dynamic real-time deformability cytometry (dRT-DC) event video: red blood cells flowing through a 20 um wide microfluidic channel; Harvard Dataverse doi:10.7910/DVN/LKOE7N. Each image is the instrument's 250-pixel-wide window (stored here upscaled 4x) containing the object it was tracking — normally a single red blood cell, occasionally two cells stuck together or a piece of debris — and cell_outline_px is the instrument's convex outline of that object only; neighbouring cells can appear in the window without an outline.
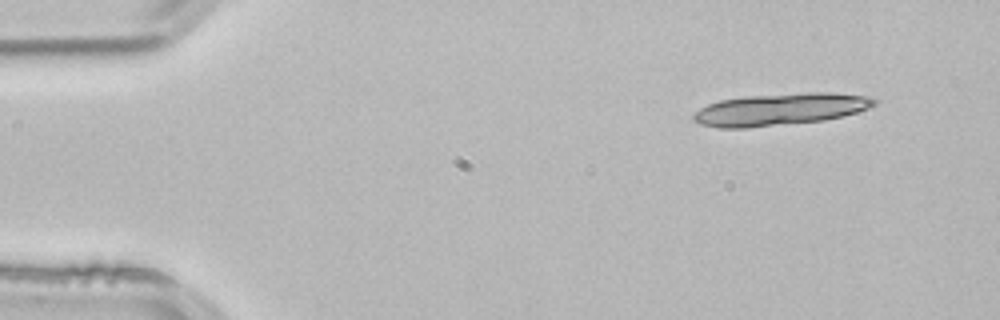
{"species": "common noctule bat (a hibernating species)", "species_latin": "Nyctalus noctula", "temperature_condition": "room temperature", "stored_images_in_passage": 3, "camera_frame_rate_fps": 3000, "um_per_image_px": 0.085, "animal": {"sex": "male", "body_mass_g": 21.5, "forearm_length_mm": 52.0}, "frame": {"image": 1, "passage_image": 1, "time_ms": 0.0, "image_size_px": [1000, 320], "cell_outline_px": [[880, 100], [876, 104], [868, 108], [856, 112], [824, 120], [748, 128], [720, 128], [700, 124], [692, 120], [692, 116], [700, 108], [708, 104], [720, 100], [744, 96], [808, 92], [828, 92], [872, 96]], "centroid_in_image_um": [66.33, 9.28], "position_along_channel_um": 18.7, "area_um2": 33.93}}